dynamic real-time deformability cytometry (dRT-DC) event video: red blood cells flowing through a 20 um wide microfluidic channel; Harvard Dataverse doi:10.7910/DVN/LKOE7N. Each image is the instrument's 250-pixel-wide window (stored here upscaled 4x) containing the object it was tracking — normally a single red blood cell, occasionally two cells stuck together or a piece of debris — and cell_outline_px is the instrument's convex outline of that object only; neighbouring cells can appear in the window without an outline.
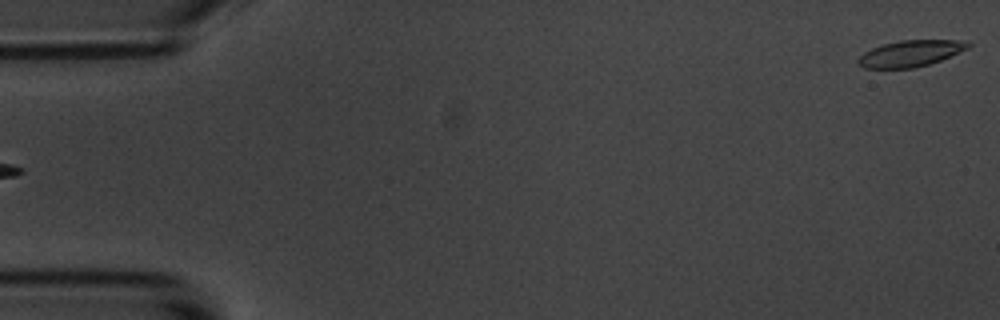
{"species": "common noctule bat (a hibernating species)", "species_latin": "Nyctalus noctula", "temperature_condition": "room temperature", "stored_images_in_passage": 5, "segment_of_instrument_passage": [2, 2], "camera_frame_rate_fps": 3000, "um_per_image_px": 0.085, "animal": {"sex": "male", "body_mass_g": 20.1, "forearm_length_mm": 53.5}, "frame": {"image": 1, "passage_image": 5, "time_ms": 4.667, "image_size_px": [1000, 320], "cell_outline_px": [[972, 44], [968, 48], [940, 60], [928, 64], [912, 68], [864, 68], [856, 64], [856, 60], [864, 52], [872, 48], [884, 44], [900, 40], [968, 40]], "centroid_in_image_um": [77.37, 4.54], "position_along_channel_um": 7.6, "area_um2": 16.82}}